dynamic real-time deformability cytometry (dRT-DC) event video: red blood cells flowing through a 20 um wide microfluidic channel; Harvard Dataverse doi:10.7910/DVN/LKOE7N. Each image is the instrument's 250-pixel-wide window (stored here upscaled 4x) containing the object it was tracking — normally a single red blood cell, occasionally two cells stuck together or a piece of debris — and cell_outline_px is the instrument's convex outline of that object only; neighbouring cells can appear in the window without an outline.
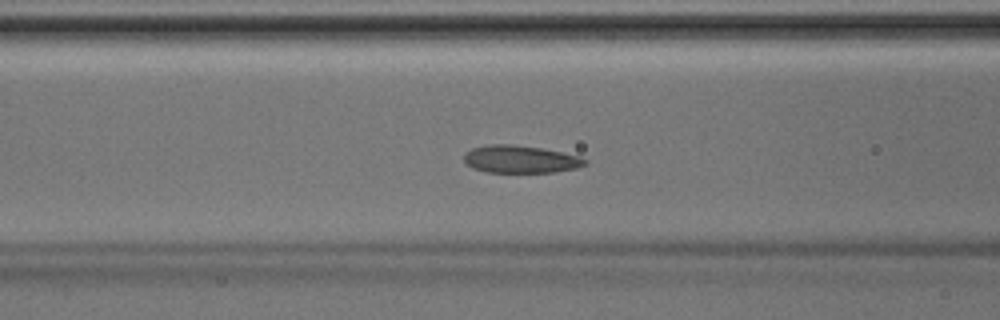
{"species": "Egyptian fruit bat (a non-hibernating species)", "species_latin": "Rousettus aegyptiacus", "temperature_condition": "room temperature", "stored_images_in_passage": 32, "camera_frame_rate_fps": 3000, "um_per_image_px": 0.085, "animal": {"sex": "male"}, "frame": {"image": 1, "passage_image": 5, "time_ms": 1.333, "image_size_px": [1000, 320], "cell_outline_px": [[588, 164], [576, 168], [556, 172], [484, 172], [472, 168], [464, 160], [464, 156], [472, 148], [488, 144], [508, 144], [540, 148], [580, 156], [588, 160]], "centroid_in_image_um": [44.26, 13.54], "position_along_channel_um": 122.3, "area_um2": 19.36}}
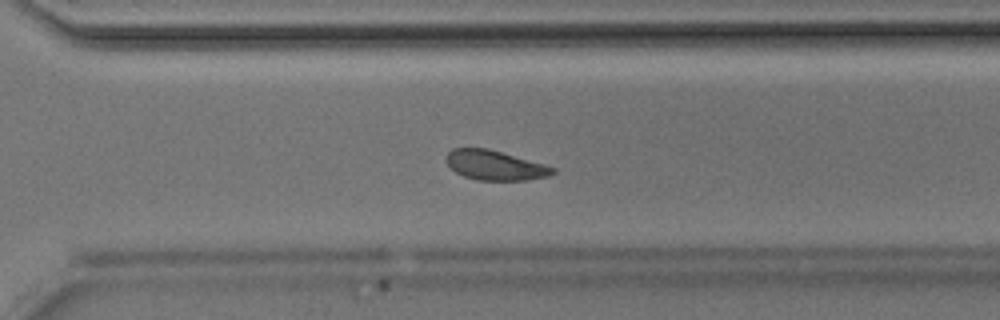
{"frame": {"image": 2, "passage_image": 19, "time_ms": 6.0, "image_size_px": [1000, 320], "cell_outline_px": [[556, 172], [548, 176], [524, 180], [476, 180], [464, 176], [456, 172], [444, 160], [448, 152], [452, 148], [488, 148], [544, 164], [556, 168]], "centroid_in_image_um": [42.06, 14.04], "position_along_channel_um": 328.5, "area_um2": 18.38}}
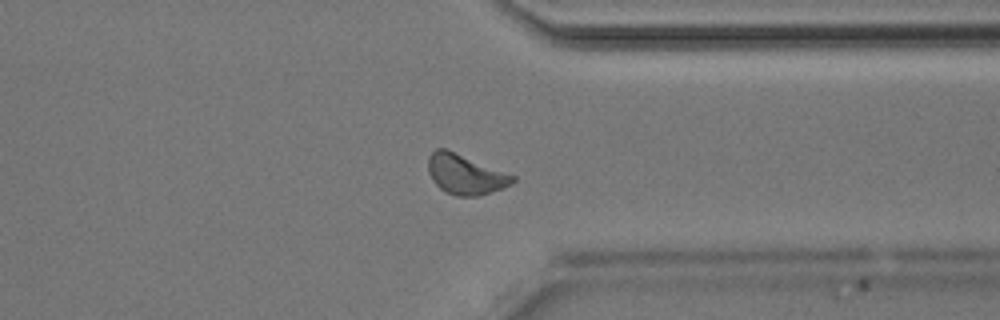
{"frame": {"image": 3, "passage_image": 22, "time_ms": 7.0, "image_size_px": [1000, 320], "cell_outline_px": [[516, 180], [512, 184], [476, 196], [456, 196], [444, 192], [432, 180], [428, 172], [428, 156], [436, 148], [444, 148], [516, 176]], "centroid_in_image_um": [39.52, 14.82], "position_along_channel_um": 371.9, "area_um2": 19.42}}